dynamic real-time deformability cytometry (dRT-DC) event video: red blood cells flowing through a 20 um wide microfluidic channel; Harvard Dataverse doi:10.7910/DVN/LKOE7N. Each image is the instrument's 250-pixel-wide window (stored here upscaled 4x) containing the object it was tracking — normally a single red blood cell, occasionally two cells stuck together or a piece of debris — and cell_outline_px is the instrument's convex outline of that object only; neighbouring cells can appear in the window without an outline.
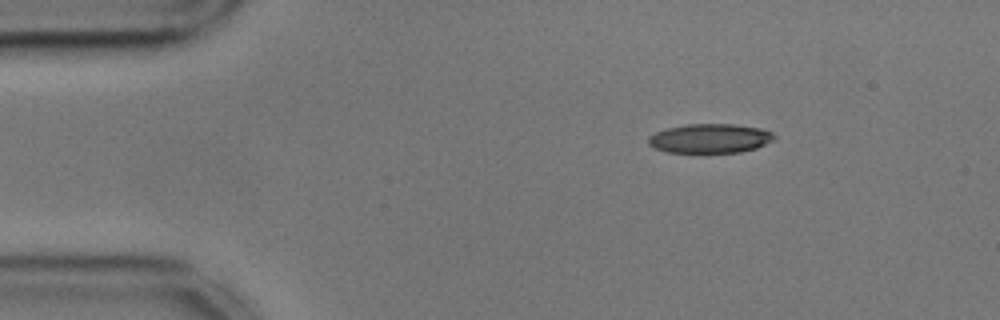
{"species": "common noctule bat (a hibernating species)", "species_latin": "Nyctalus noctula", "temperature_condition": "cold", "stored_images_in_passage": 48, "camera_frame_rate_fps": 3000, "um_per_image_px": 0.085, "animal": {"sex": "male", "body_mass_g": 17.9, "forearm_length_mm": 54.2}, "frame": {"image": 1, "passage_image": 1, "time_ms": 0.0, "image_size_px": [1000, 320], "cell_outline_px": [[776, 140], [756, 148], [740, 152], [700, 156], [664, 152], [648, 144], [648, 136], [656, 132], [668, 128], [688, 124], [732, 124], [760, 128], [772, 132], [776, 136]], "centroid_in_image_um": [60.34, 11.83], "position_along_channel_um": 24.7, "area_um2": 22.54}}
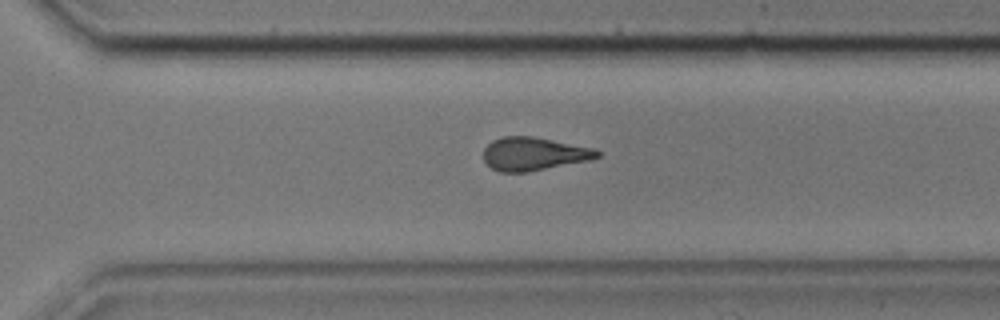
{"frame": {"image": 2, "passage_image": 31, "time_ms": 10.0, "image_size_px": [1000, 320], "cell_outline_px": [[600, 156], [592, 160], [528, 172], [500, 172], [492, 168], [484, 160], [484, 148], [492, 140], [504, 136], [532, 136], [592, 148], [600, 152]], "centroid_in_image_um": [45.37, 13.08], "position_along_channel_um": 325.2, "area_um2": 21.96}}
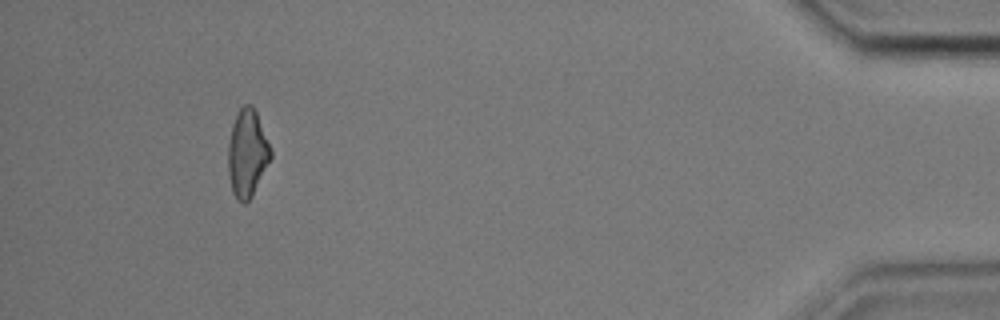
{"frame": {"image": 3, "passage_image": 44, "time_ms": 14.333, "image_size_px": [1000, 320], "cell_outline_px": [[272, 156], [252, 196], [244, 204], [236, 200], [232, 192], [228, 172], [228, 144], [232, 124], [240, 108], [244, 104], [252, 104], [256, 112], [272, 152]], "centroid_in_image_um": [21.0, 13.05], "position_along_channel_um": 414.2, "area_um2": 21.56}, "authors_computed_cell_mechanics": {"area_um2": 22.4842, "velocity_mm_per_s": 3.5963, "shape_relaxation_time_tau1_ms": 10.3859, "shape_relaxation_time_tau2_ms": 3.0498, "deformation_change_tau1": 0.2356, "deformation_change_tau2": 0.1248}}